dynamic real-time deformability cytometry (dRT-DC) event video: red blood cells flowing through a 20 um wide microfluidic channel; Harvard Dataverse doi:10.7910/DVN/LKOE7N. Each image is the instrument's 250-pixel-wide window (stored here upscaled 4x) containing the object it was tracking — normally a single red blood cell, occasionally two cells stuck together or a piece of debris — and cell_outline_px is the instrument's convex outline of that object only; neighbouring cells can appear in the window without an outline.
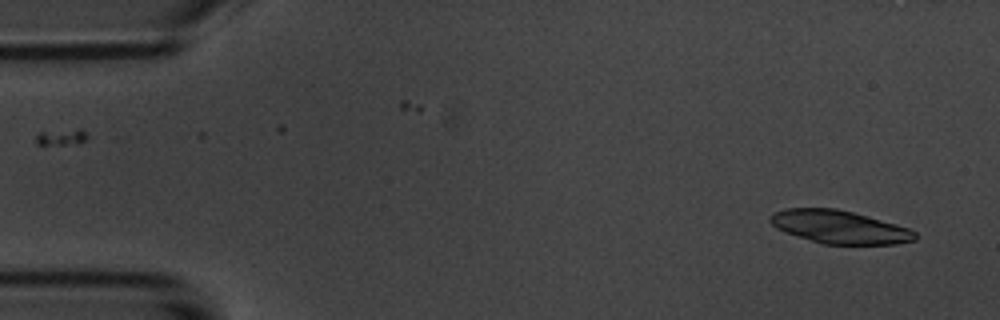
{"species": "common noctule bat (a hibernating species)", "species_latin": "Nyctalus noctula", "temperature_condition": "room temperature", "stored_images_in_passage": 2, "camera_frame_rate_fps": 3000, "um_per_image_px": 0.085, "animal": {"sex": "male", "body_mass_g": 20.1, "forearm_length_mm": 53.5}, "frame": {"image": 1, "passage_image": 2, "time_ms": 1.333, "image_size_px": [1000, 320], "cell_outline_px": [[916, 240], [896, 244], [824, 244], [796, 236], [784, 232], [776, 228], [768, 220], [768, 216], [772, 212], [788, 208], [836, 208], [868, 216], [896, 224], [908, 228], [916, 232]], "centroid_in_image_um": [71.32, 19.29], "position_along_channel_um": 13.7, "area_um2": 27.98}}